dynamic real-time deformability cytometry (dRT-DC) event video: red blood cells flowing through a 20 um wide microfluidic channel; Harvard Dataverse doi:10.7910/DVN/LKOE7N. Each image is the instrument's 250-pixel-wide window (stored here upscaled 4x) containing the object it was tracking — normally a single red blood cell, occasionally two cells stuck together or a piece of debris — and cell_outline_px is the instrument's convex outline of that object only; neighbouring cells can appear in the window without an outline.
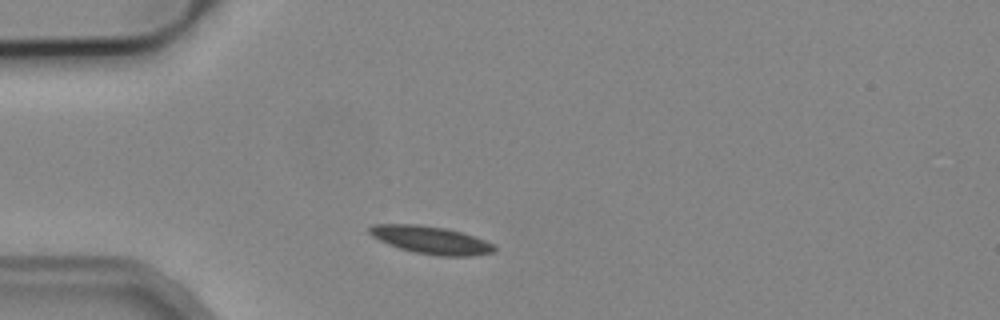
{"species": "common noctule bat (a hibernating species)", "species_latin": "Nyctalus noctula", "temperature_condition": "cold", "stored_images_in_passage": 4, "camera_frame_rate_fps": 3000, "um_per_image_px": 0.085, "animal": {"sex": "male", "body_mass_g": 19.2, "forearm_length_mm": 51.8}, "frame": {"image": 1, "passage_image": 1, "time_ms": 0.0, "image_size_px": [1000, 320], "cell_outline_px": [[496, 248], [492, 252], [476, 256], [440, 256], [416, 252], [400, 248], [388, 244], [372, 236], [368, 232], [368, 228], [372, 224], [416, 224], [448, 228], [484, 240], [492, 244]], "centroid_in_image_um": [36.6, 20.39], "position_along_channel_um": 48.4, "area_um2": 20.0}}
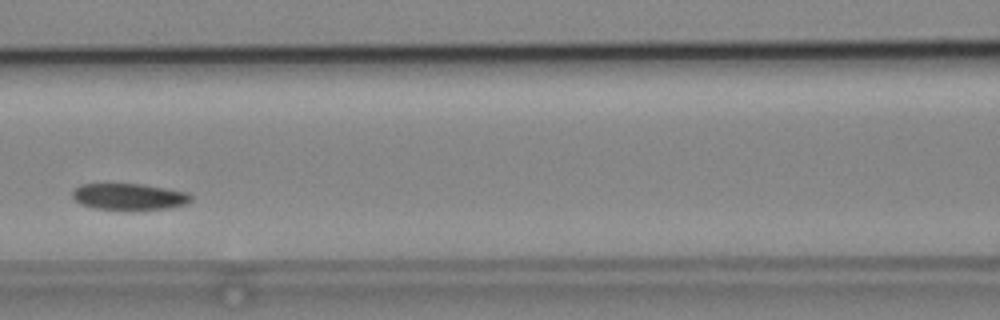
{"frame": {"image": 2, "passage_image": 4, "time_ms": 3.333, "image_size_px": [1000, 320], "cell_outline_px": [[192, 200], [184, 204], [168, 208], [96, 208], [80, 204], [72, 196], [72, 188], [80, 184], [140, 184], [188, 192], [192, 196]], "centroid_in_image_um": [10.94, 16.68], "position_along_channel_um": 155.7, "area_um2": 17.74}}